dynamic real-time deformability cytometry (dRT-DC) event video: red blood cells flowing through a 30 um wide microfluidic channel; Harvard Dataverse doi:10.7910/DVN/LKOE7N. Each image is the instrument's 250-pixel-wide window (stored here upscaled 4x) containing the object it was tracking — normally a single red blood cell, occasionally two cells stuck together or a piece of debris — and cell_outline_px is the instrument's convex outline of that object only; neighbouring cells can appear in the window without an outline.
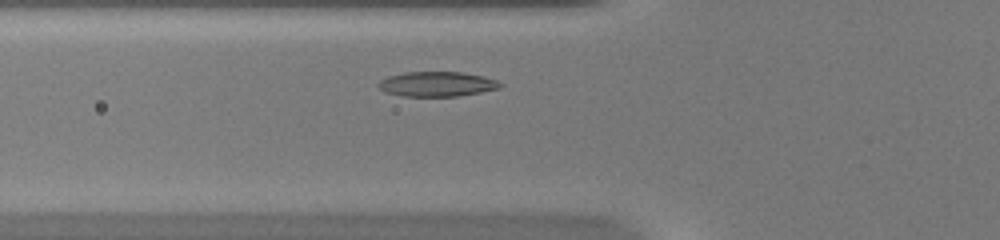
{"species": "common noctule bat (a hibernating species)", "species_latin": "Nyctalus noctula", "temperature_condition": "warm", "stored_images_in_passage": 32, "camera_frame_rate_fps": 3000, "um_per_image_px": 0.085, "animal": {"sex": "female", "body_mass_g": 20.0, "forearm_length_mm": 54.0}, "frame": {"image": 1, "passage_image": 6, "time_ms": 1.667, "image_size_px": [1000, 240], "cell_outline_px": [[504, 84], [500, 88], [480, 92], [456, 96], [400, 96], [384, 92], [376, 84], [380, 80], [388, 76], [404, 72], [464, 72], [484, 76], [496, 80]], "centroid_in_image_um": [37.13, 7.14], "position_along_channel_um": 88.7, "area_um2": 17.74}}
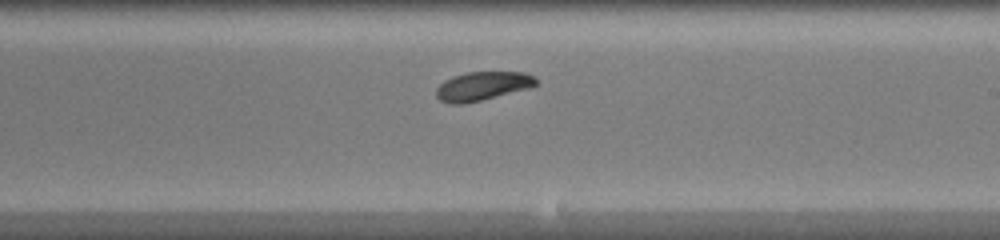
{"frame": {"image": 2, "passage_image": 18, "time_ms": 5.667, "image_size_px": [1000, 240], "cell_outline_px": [[536, 84], [532, 88], [464, 104], [448, 104], [440, 100], [436, 96], [436, 88], [444, 80], [452, 76], [468, 72], [524, 72], [532, 76], [536, 80]], "centroid_in_image_um": [40.98, 7.32], "position_along_channel_um": 248.0, "area_um2": 16.82}}
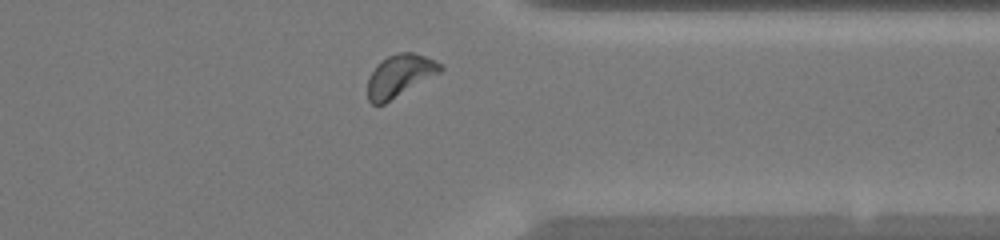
{"frame": {"image": 3, "passage_image": 28, "time_ms": 9.0, "image_size_px": [1000, 240], "cell_outline_px": [[444, 68], [440, 72], [384, 104], [372, 104], [368, 100], [368, 76], [376, 64], [380, 60], [388, 56], [400, 52], [412, 52], [436, 60]], "centroid_in_image_um": [33.95, 6.42], "position_along_channel_um": 377.5, "area_um2": 17.8}, "authors_computed_cell_mechanics": {"area_um2": 17.1666, "velocity_mm_per_s": 3.9878, "shape_relaxation_time_tau1_ms": 3.0831, "shape_relaxation_time_tau2_ms": null, "deformation_change_tau1": 0.0963, "deformation_change_tau2": null}}